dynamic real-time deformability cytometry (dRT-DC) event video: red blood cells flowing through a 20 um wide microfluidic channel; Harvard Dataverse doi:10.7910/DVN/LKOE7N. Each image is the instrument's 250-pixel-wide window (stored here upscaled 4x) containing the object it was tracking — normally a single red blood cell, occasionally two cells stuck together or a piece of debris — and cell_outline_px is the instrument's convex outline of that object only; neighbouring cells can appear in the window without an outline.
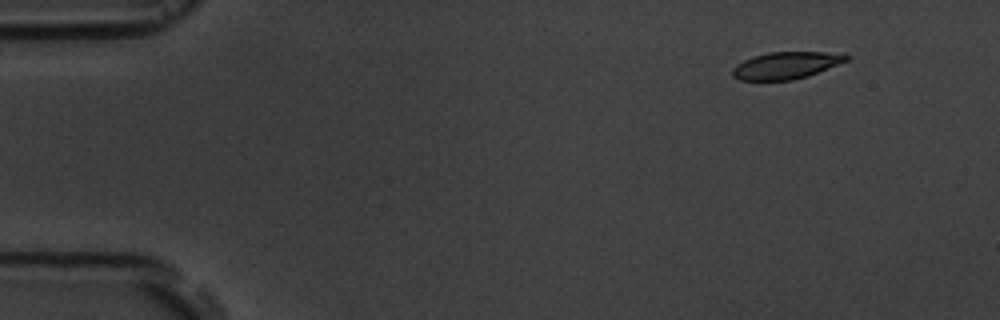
{"species": "common noctule bat (a hibernating species)", "species_latin": "Nyctalus noctula", "temperature_condition": "room temperature", "stored_images_in_passage": 12, "camera_frame_rate_fps": 3000, "um_per_image_px": 0.085, "animal": {"sex": "male", "body_mass_g": 19.5, "forearm_length_mm": 54.6}, "frame": {"image": 1, "passage_image": 1, "time_ms": 0.0, "image_size_px": [1000, 320], "cell_outline_px": [[852, 56], [848, 60], [808, 76], [792, 80], [740, 80], [732, 76], [732, 68], [736, 64], [752, 56], [768, 52], [844, 52]], "centroid_in_image_um": [66.84, 5.54], "position_along_channel_um": 18.2, "area_um2": 18.15}}
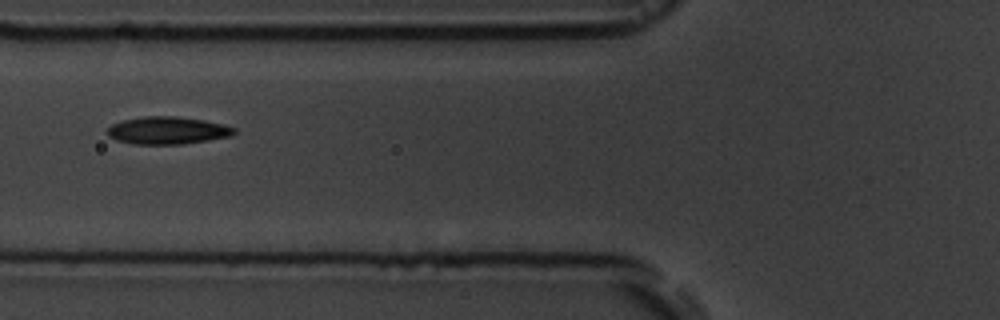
{"frame": {"image": 2, "passage_image": 5, "time_ms": 5.333, "image_size_px": [1000, 320], "cell_outline_px": [[236, 132], [232, 136], [184, 144], [132, 144], [116, 140], [108, 136], [108, 128], [112, 124], [124, 120], [144, 116], [176, 116], [204, 120], [224, 124], [236, 128]], "centroid_in_image_um": [14.27, 11.09], "position_along_channel_um": 111.5, "area_um2": 20.4}}
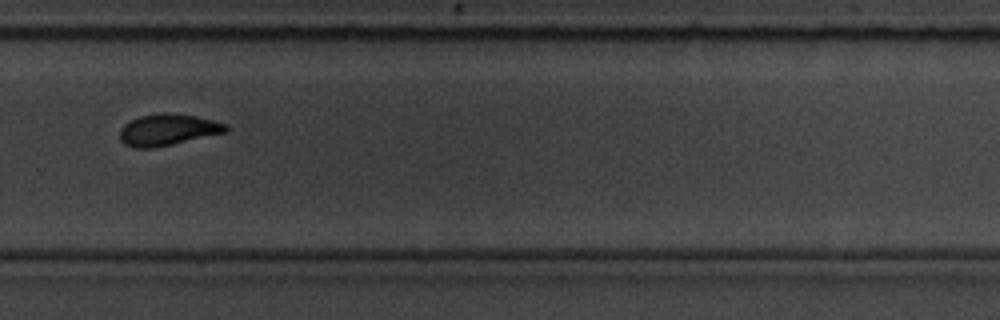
{"frame": {"image": 3, "passage_image": 10, "time_ms": 11.0, "image_size_px": [1000, 320], "cell_outline_px": [[228, 132], [172, 144], [152, 148], [132, 148], [124, 144], [120, 140], [120, 128], [124, 124], [140, 116], [160, 112], [168, 112], [196, 116], [228, 124]], "centroid_in_image_um": [14.26, 11.03], "position_along_channel_um": 315.5, "area_um2": 19.59}, "authors_computed_cell_mechanics": {"area_um2": 19.5075, "velocity_mm_per_s": 3.5991, "shape_relaxation_time_tau1_ms": 7.3932, "shape_relaxation_time_tau2_ms": 2.7844, "deformation_change_tau1": 0.1758, "deformation_change_tau2": 0.0766}}